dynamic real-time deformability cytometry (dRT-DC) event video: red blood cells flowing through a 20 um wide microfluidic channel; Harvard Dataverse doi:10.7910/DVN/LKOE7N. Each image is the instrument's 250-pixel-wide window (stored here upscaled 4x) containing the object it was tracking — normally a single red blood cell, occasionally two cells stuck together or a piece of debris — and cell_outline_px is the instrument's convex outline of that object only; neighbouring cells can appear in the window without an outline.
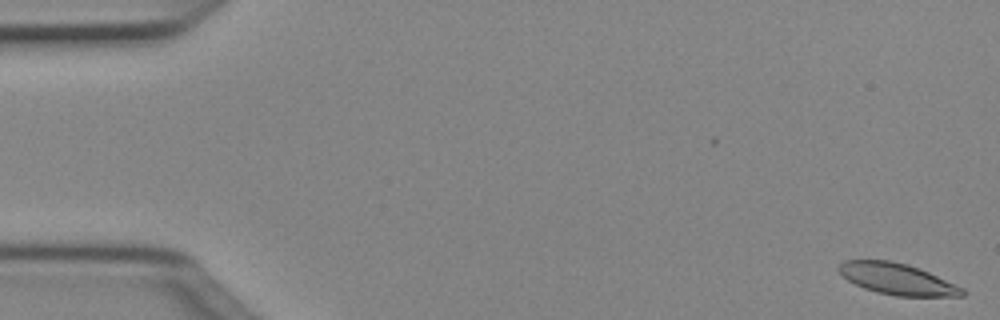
{"species": "Egyptian fruit bat (a non-hibernating species)", "species_latin": "Rousettus aegyptiacus", "temperature_condition": "cold", "stored_images_in_passage": 36, "camera_frame_rate_fps": 3000, "um_per_image_px": 0.085, "animal": {"sex": "female"}, "frame": {"image": 1, "passage_image": 1, "time_ms": 0.0, "image_size_px": [1000, 320], "cell_outline_px": [[964, 296], [896, 296], [876, 292], [864, 288], [848, 280], [836, 268], [844, 260], [888, 260], [908, 264], [920, 268], [964, 288]], "centroid_in_image_um": [76.26, 23.71], "position_along_channel_um": 8.7, "area_um2": 22.43}}
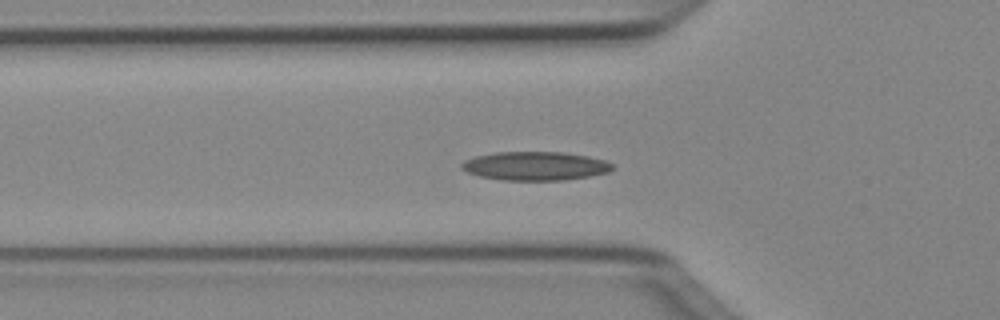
{"frame": {"image": 2, "passage_image": 17, "time_ms": 5.333, "image_size_px": [1000, 320], "cell_outline_px": [[616, 168], [608, 172], [588, 176], [564, 180], [504, 180], [480, 176], [468, 172], [460, 168], [460, 164], [464, 160], [476, 156], [496, 152], [564, 152], [588, 156], [604, 160], [612, 164]], "centroid_in_image_um": [45.5, 14.1], "position_along_channel_um": 80.3, "area_um2": 25.2}}
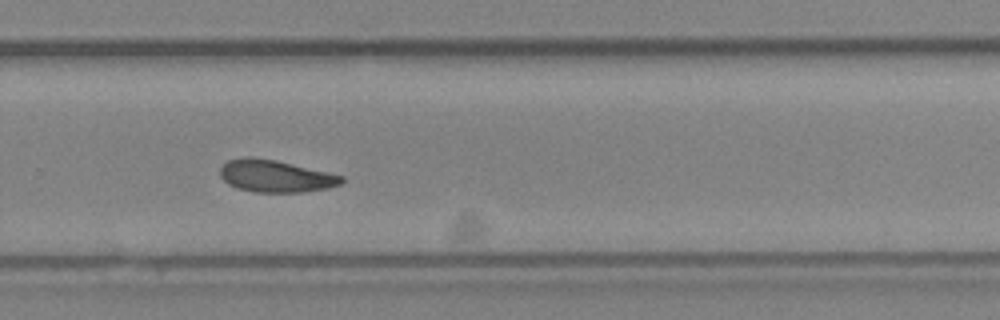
{"frame": {"image": 3, "passage_image": 34, "time_ms": 11.0, "image_size_px": [1000, 320], "cell_outline_px": [[344, 180], [340, 184], [328, 188], [300, 192], [256, 192], [236, 188], [228, 184], [220, 176], [220, 168], [228, 160], [244, 156], [248, 156], [276, 160], [328, 172], [344, 176]], "centroid_in_image_um": [23.4, 14.96], "position_along_channel_um": 306.4, "area_um2": 22.77}}